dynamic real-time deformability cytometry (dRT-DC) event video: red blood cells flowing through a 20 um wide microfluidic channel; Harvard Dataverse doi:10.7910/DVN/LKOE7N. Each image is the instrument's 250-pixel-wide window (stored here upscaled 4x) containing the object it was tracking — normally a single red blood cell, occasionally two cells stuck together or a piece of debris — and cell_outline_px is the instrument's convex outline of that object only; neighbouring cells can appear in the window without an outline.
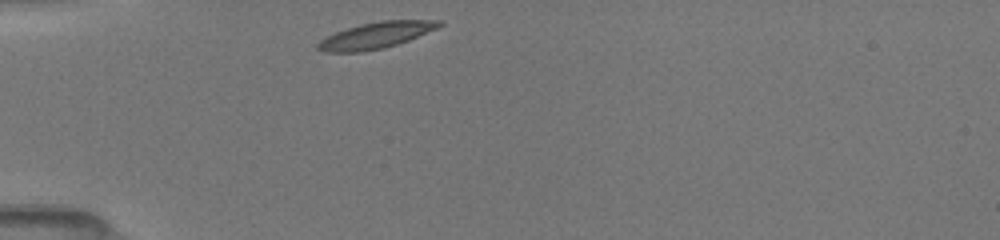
{"species": "common noctule bat (a hibernating species)", "species_latin": "Nyctalus noctula", "temperature_condition": "room temperature", "stored_images_in_passage": 37, "camera_frame_rate_fps": 3000, "um_per_image_px": 0.085, "animal": {"sex": "female", "body_mass_g": 19.5, "forearm_length_mm": 54.1}, "frame": {"image": 1, "passage_image": 1, "time_ms": 0.0, "image_size_px": [1000, 240], "cell_outline_px": [[444, 24], [436, 28], [408, 40], [384, 48], [360, 52], [324, 52], [316, 48], [316, 44], [320, 40], [336, 32], [360, 24], [380, 20], [444, 20]], "centroid_in_image_um": [31.94, 3.0], "position_along_channel_um": 53.1, "area_um2": 18.44}}
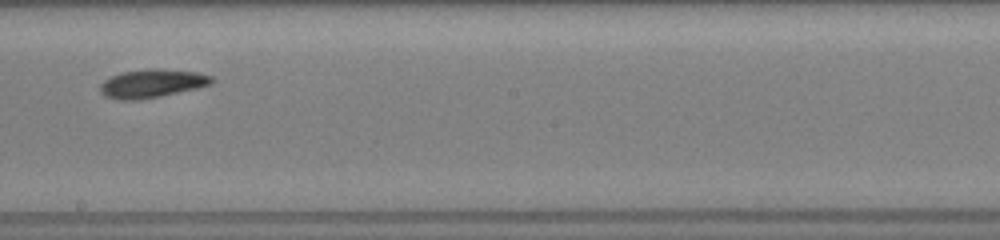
{"frame": {"image": 2, "passage_image": 16, "time_ms": 5.0, "image_size_px": [1000, 240], "cell_outline_px": [[216, 80], [212, 84], [196, 88], [160, 96], [140, 100], [116, 100], [104, 96], [100, 92], [100, 84], [104, 80], [120, 72], [148, 68], [160, 68], [196, 72], [212, 76]], "centroid_in_image_um": [12.9, 7.09], "position_along_channel_um": 235.3, "area_um2": 18.73}}
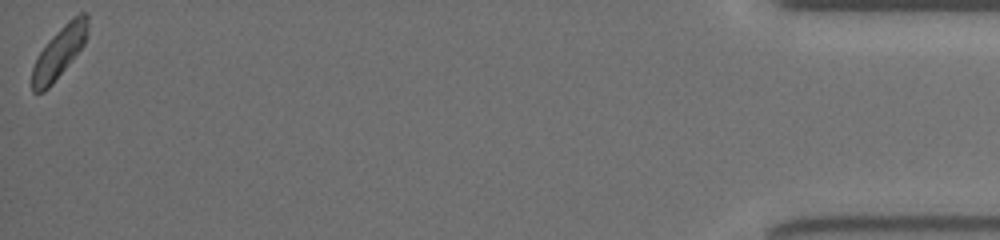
{"frame": {"image": 3, "passage_image": 37, "time_ms": 12.0, "image_size_px": [1000, 240], "cell_outline_px": [[88, 36], [84, 44], [52, 84], [44, 92], [32, 92], [32, 68], [40, 52], [48, 40], [72, 16], [80, 12], [88, 12]], "centroid_in_image_um": [5.06, 4.4], "position_along_channel_um": 430.1, "area_um2": 16.53}, "authors_computed_cell_mechanics": {"area_um2": 17.629, "velocity_mm_per_s": 3.9931, "shape_relaxation_time_tau1_ms": 2.3791, "shape_relaxation_time_tau2_ms": null, "deformation_change_tau1": 0.1337, "deformation_change_tau2": null}}